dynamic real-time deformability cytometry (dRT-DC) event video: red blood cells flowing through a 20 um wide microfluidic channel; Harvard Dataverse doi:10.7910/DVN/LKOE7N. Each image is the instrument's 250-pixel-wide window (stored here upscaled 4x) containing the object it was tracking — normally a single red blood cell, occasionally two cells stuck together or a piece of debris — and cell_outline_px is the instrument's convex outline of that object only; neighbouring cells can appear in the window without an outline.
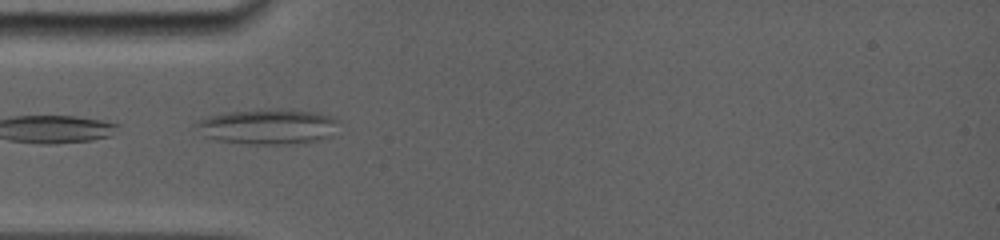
{"species": "common noctule bat (a hibernating species)", "species_latin": "Nyctalus noctula", "temperature_condition": "room temperature", "stored_images_in_passage": 5, "camera_frame_rate_fps": 5000, "um_per_image_px": 0.085, "animal": {"sex": "female", "body_mass_g": 19.0, "forearm_length_mm": 56.7}, "frame": {"image": 1, "passage_image": 1, "time_ms": 0.0, "image_size_px": [1000, 240], "cell_outline_px": [[340, 120], [332, 136], [320, 140], [292, 144], [252, 144], [220, 140], [204, 136], [192, 128], [192, 124], [196, 120], [208, 116], [228, 112], [256, 108], [280, 108], [316, 112], [332, 116]], "centroid_in_image_um": [22.75, 10.73], "position_along_channel_um": 62.3, "area_um2": 30.11}}
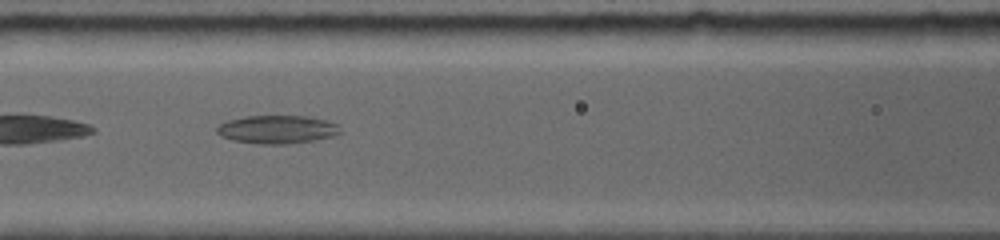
{"frame": {"image": 2, "passage_image": 3, "time_ms": 2.2, "image_size_px": [1000, 240], "cell_outline_px": [[340, 132], [332, 136], [316, 140], [288, 144], [256, 144], [232, 140], [220, 136], [216, 132], [216, 128], [220, 124], [228, 120], [244, 116], [308, 116], [324, 120], [336, 124]], "centroid_in_image_um": [23.5, 11.01], "position_along_channel_um": 143.1, "area_um2": 20.29}}